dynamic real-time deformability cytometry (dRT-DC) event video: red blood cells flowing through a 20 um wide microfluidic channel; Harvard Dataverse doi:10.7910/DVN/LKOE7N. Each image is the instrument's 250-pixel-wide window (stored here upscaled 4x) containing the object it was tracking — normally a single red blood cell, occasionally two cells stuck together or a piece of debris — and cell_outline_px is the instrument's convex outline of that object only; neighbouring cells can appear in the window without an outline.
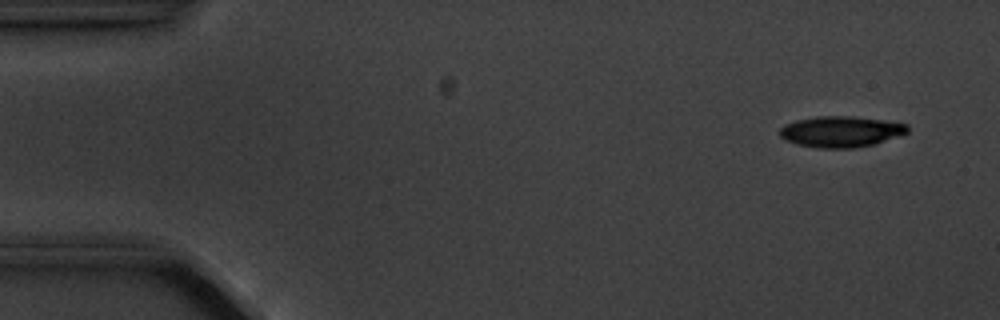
{"species": "common noctule bat (a hibernating species)", "species_latin": "Nyctalus noctula", "temperature_condition": "cold", "stored_images_in_passage": 5, "camera_frame_rate_fps": 3000, "um_per_image_px": 0.085, "animal": {"sex": "male", "body_mass_g": 20.1, "forearm_length_mm": 53.5}, "frame": {"image": 1, "passage_image": 1, "time_ms": 0.0, "image_size_px": [1000, 320], "cell_outline_px": [[908, 132], [872, 144], [852, 148], [816, 148], [796, 144], [784, 140], [780, 136], [780, 128], [784, 124], [796, 120], [816, 116], [852, 116], [908, 124]], "centroid_in_image_um": [71.4, 11.18], "position_along_channel_um": 13.6, "area_um2": 22.89}}